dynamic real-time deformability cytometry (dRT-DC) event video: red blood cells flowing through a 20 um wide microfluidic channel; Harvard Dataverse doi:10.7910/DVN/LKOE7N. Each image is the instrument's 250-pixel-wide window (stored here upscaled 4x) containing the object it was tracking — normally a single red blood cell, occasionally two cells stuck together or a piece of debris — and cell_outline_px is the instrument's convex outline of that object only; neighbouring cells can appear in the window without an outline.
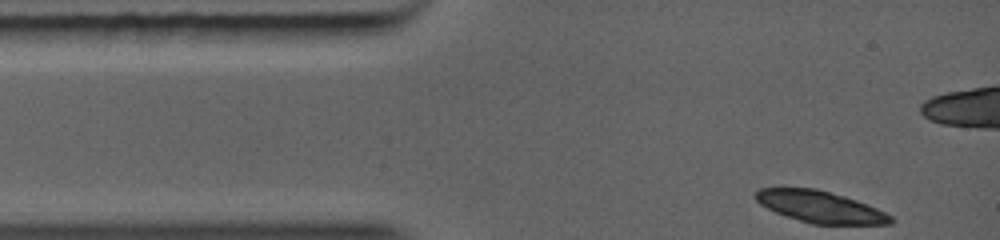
{"species": "common noctule bat (a hibernating species)", "species_latin": "Nyctalus noctula", "temperature_condition": "warm", "stored_images_in_passage": 4, "camera_frame_rate_fps": 5000, "um_per_image_px": 0.085, "animal": {"sex": "female", "body_mass_g": 19.0, "forearm_length_mm": 56.7}, "frame": {"image": 1, "passage_image": 1, "time_ms": 0.0, "image_size_px": [1000, 240], "cell_outline_px": [[896, 220], [892, 224], [812, 224], [776, 212], [760, 204], [752, 196], [760, 188], [816, 188], [844, 196], [856, 200], [876, 208], [892, 216]], "centroid_in_image_um": [69.73, 17.58], "position_along_channel_um": 15.3, "area_um2": 24.74}}